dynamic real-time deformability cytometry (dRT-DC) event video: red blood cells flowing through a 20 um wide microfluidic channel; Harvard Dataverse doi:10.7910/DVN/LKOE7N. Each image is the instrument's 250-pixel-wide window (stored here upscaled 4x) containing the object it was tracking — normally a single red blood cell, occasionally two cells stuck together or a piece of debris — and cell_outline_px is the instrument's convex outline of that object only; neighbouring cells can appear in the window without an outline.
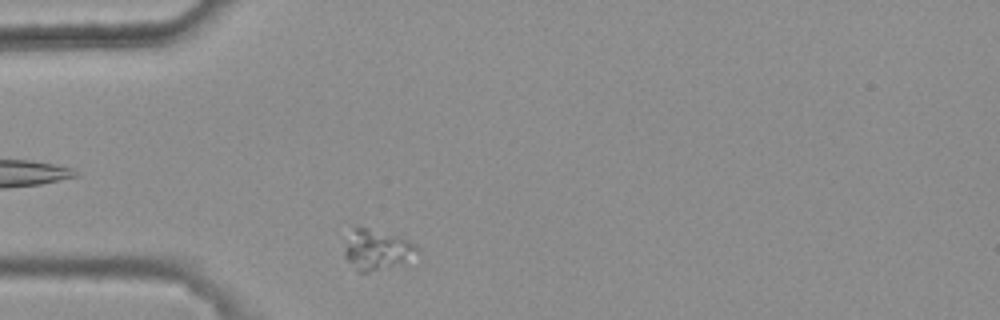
{"species": "common noctule bat (a hibernating species)", "species_latin": "Nyctalus noctula", "temperature_condition": "warm", "stored_images_in_passage": 8, "camera_frame_rate_fps": 3000, "um_per_image_px": 0.085, "animal": {"sex": "female", "body_mass_g": 25.1}, "frame": {"image": 1, "passage_image": 1, "time_ms": 0.0, "image_size_px": [1000, 320], "cell_outline_px": [[420, 252], [392, 264], [368, 272], [360, 272], [344, 256], [344, 252], [352, 228], [368, 228], [400, 236], [416, 244]], "centroid_in_image_um": [32.02, 21.18], "position_along_channel_um": 53.0, "area_um2": 16.13}}
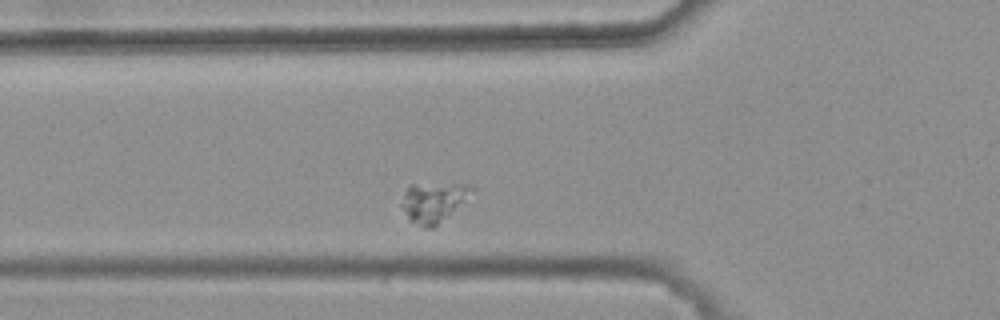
{"frame": {"image": 2, "passage_image": 5, "time_ms": 1.333, "image_size_px": [1000, 320], "cell_outline_px": [[472, 188], [464, 200], [432, 228], [424, 228], [412, 220], [408, 216], [400, 204], [404, 192], [412, 184], [468, 184]], "centroid_in_image_um": [36.77, 17.16], "position_along_channel_um": 89.0, "area_um2": 15.32}}
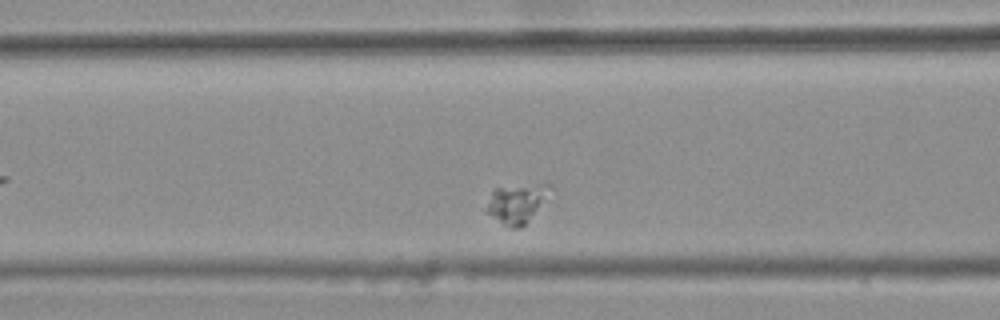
{"frame": {"image": 3, "passage_image": 8, "time_ms": 2.333, "image_size_px": [1000, 320], "cell_outline_px": [[552, 188], [524, 224], [520, 228], [512, 228], [504, 224], [484, 212], [492, 192], [496, 188], [544, 180], [552, 184]], "centroid_in_image_um": [43.93, 17.2], "position_along_channel_um": 122.7, "area_um2": 14.45}}